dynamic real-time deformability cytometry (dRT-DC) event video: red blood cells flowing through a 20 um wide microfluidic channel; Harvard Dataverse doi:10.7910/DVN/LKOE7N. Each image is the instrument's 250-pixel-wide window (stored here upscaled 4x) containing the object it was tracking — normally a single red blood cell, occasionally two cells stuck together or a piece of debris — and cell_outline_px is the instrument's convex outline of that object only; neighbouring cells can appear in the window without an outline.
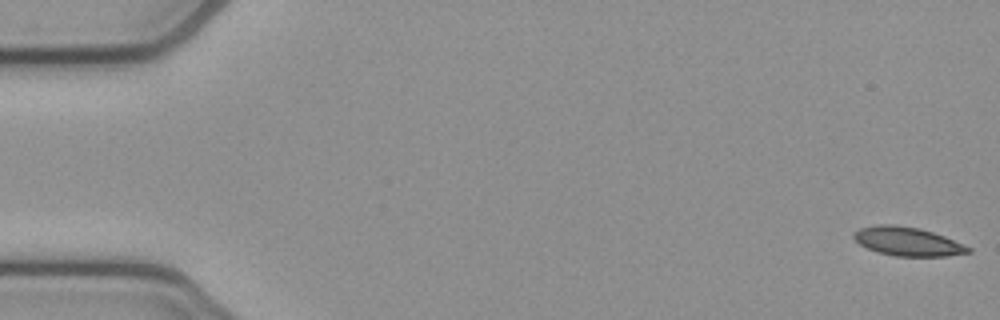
{"species": "common noctule bat (a hibernating species)", "species_latin": "Nyctalus noctula", "temperature_condition": "cold", "stored_images_in_passage": 53, "camera_frame_rate_fps": 3000, "um_per_image_px": 0.085, "animal": {"sex": "female", "body_mass_g": 21.9}, "frame": {"image": 1, "passage_image": 1, "time_ms": 0.0, "image_size_px": [1000, 320], "cell_outline_px": [[972, 252], [948, 256], [896, 256], [880, 252], [868, 248], [860, 244], [852, 236], [852, 232], [860, 228], [880, 224], [892, 224], [920, 228], [944, 236], [972, 248]], "centroid_in_image_um": [77.15, 20.52], "position_along_channel_um": 7.8, "area_um2": 19.07}}
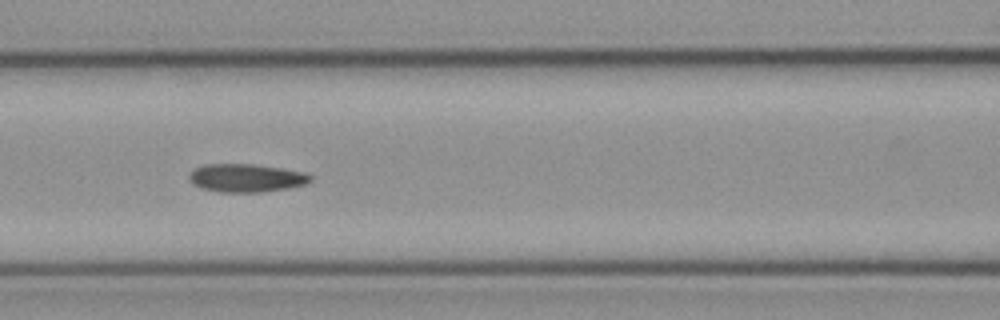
{"frame": {"image": 2, "passage_image": 23, "time_ms": 7.333, "image_size_px": [1000, 320], "cell_outline_px": [[312, 180], [308, 184], [288, 188], [260, 192], [220, 192], [200, 188], [192, 184], [188, 180], [188, 176], [196, 168], [204, 164], [252, 164], [280, 168], [304, 172], [312, 176]], "centroid_in_image_um": [20.92, 15.13], "position_along_channel_um": 145.7, "area_um2": 20.0}}
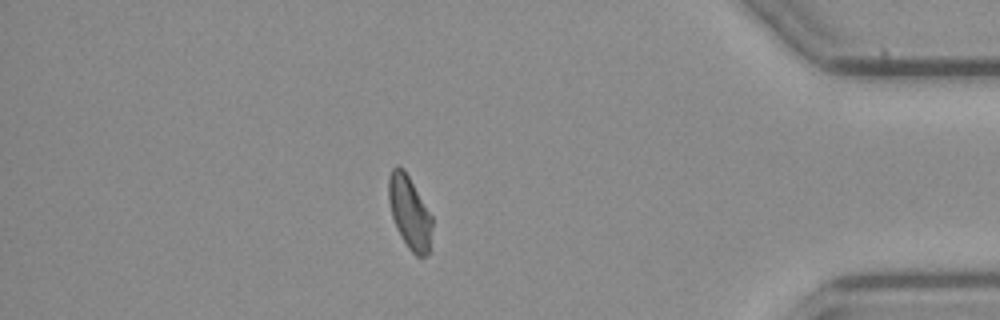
{"frame": {"image": 3, "passage_image": 46, "time_ms": 15.0, "image_size_px": [1000, 320], "cell_outline_px": [[432, 228], [428, 256], [416, 256], [408, 248], [400, 236], [396, 228], [392, 216], [388, 200], [388, 176], [392, 168], [396, 164], [404, 168], [432, 216]], "centroid_in_image_um": [34.79, 18.04], "position_along_channel_um": 400.4, "area_um2": 18.67}, "authors_computed_cell_mechanics": {"area_um2": 19.3052, "velocity_mm_per_s": 3.85, "shape_relaxation_time_tau1_ms": 5.9687, "shape_relaxation_time_tau2_ms": 4.2573, "deformation_change_tau1": 0.147, "deformation_change_tau2": 0.1098}}